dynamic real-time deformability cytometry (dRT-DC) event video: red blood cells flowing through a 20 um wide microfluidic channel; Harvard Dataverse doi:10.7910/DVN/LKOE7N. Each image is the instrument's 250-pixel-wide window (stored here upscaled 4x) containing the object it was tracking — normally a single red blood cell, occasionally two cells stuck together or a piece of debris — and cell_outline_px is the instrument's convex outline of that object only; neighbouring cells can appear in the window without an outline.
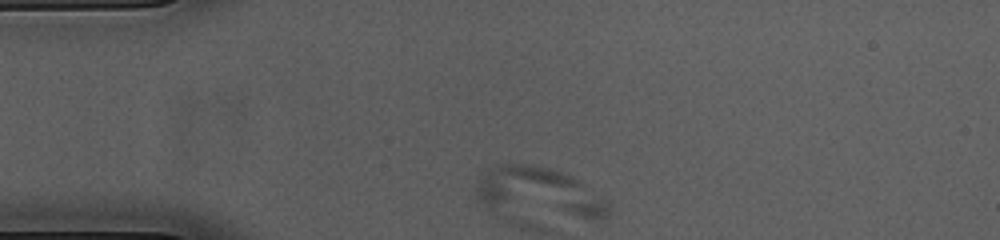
{"species": "common noctule bat (a hibernating species)", "species_latin": "Nyctalus noctula", "temperature_condition": "cold", "stored_images_in_passage": 2, "camera_frame_rate_fps": 3000, "um_per_image_px": 0.085, "animal": {"sex": "female", "body_mass_g": 23.0, "forearm_length_mm": 53.4}, "frame": {"image": 1, "passage_image": 1, "time_ms": 0.0, "image_size_px": [1000, 240], "cell_outline_px": [[608, 216], [604, 220], [588, 220], [488, 212], [476, 200], [476, 188], [480, 180], [488, 168], [500, 164], [528, 164], [548, 168], [560, 172], [576, 180], [608, 204]], "centroid_in_image_um": [45.7, 16.46], "position_along_channel_um": 39.3, "area_um2": 39.25}}